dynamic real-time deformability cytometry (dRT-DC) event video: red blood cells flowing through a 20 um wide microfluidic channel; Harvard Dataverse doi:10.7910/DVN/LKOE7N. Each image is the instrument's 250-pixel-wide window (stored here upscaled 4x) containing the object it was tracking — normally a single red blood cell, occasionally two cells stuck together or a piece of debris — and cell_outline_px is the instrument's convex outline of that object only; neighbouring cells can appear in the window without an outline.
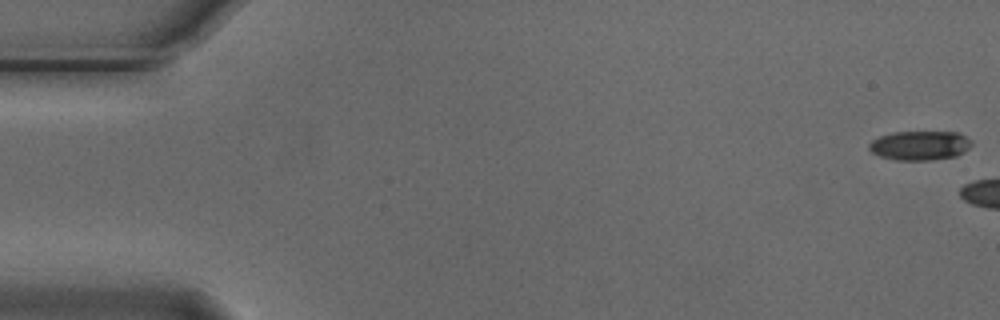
{"species": "Egyptian fruit bat (a non-hibernating species)", "species_latin": "Rousettus aegyptiacus", "temperature_condition": "cold", "stored_images_in_passage": 5, "camera_frame_rate_fps": 3000, "um_per_image_px": 0.085, "animal": {"sex": "male"}, "frame": {"image": 1, "passage_image": 1, "time_ms": 0.0, "image_size_px": [1000, 320], "cell_outline_px": [[972, 144], [968, 148], [956, 156], [932, 160], [896, 160], [880, 156], [872, 152], [868, 148], [868, 144], [872, 140], [880, 136], [892, 132], [960, 132], [972, 140]], "centroid_in_image_um": [78.19, 12.36], "position_along_channel_um": 6.8, "area_um2": 17.57}}